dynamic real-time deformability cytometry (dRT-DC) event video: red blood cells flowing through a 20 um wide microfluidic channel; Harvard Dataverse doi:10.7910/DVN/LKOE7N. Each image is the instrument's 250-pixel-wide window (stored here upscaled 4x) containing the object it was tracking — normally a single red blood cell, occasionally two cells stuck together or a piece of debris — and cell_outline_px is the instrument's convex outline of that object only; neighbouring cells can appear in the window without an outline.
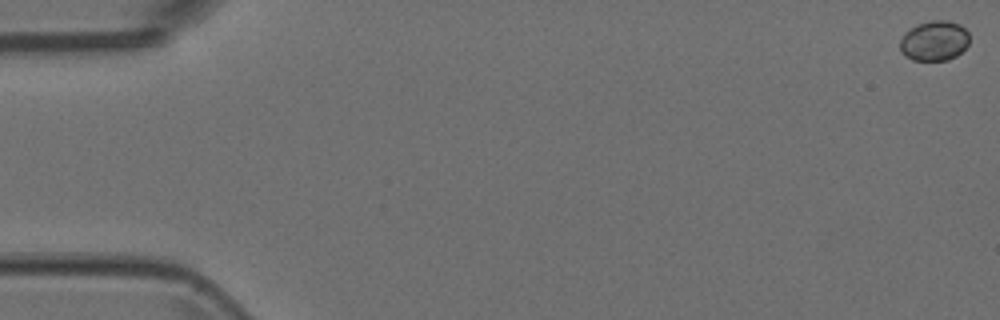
{"species": "Egyptian fruit bat (a non-hibernating species)", "species_latin": "Rousettus aegyptiacus", "temperature_condition": "room temperature", "stored_images_in_passage": 2, "camera_frame_rate_fps": 3000, "um_per_image_px": 0.085, "animal": {"sex": "female"}, "frame": {"image": 1, "passage_image": 1, "time_ms": 0.0, "image_size_px": [1000, 320], "cell_outline_px": [[968, 44], [956, 56], [948, 60], [912, 60], [904, 56], [900, 52], [900, 40], [916, 24], [932, 20], [948, 20], [960, 24], [968, 32]], "centroid_in_image_um": [79.41, 3.47], "position_along_channel_um": 5.6, "area_um2": 16.13}}